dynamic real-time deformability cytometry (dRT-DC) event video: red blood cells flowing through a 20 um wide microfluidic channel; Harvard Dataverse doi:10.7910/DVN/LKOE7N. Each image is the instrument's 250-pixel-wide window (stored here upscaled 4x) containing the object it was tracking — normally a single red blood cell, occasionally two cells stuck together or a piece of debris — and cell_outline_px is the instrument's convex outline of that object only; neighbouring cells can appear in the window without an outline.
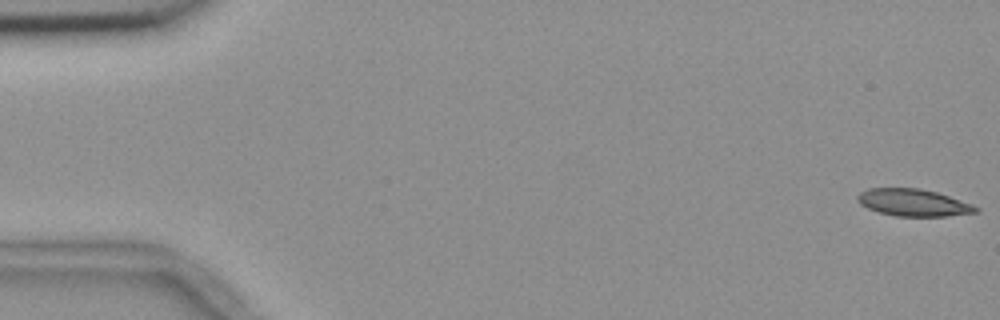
{"species": "common noctule bat (a hibernating species)", "species_latin": "Nyctalus noctula", "temperature_condition": "room temperature", "stored_images_in_passage": 56, "camera_frame_rate_fps": 3000, "um_per_image_px": 0.085, "animal": {"sex": "female", "body_mass_g": 18.4}, "frame": {"image": 1, "passage_image": 1, "time_ms": 0.0, "image_size_px": [1000, 320], "cell_outline_px": [[980, 212], [948, 216], [896, 216], [880, 212], [868, 208], [860, 204], [856, 200], [856, 196], [860, 192], [868, 188], [920, 188], [936, 192], [972, 204], [980, 208]], "centroid_in_image_um": [77.64, 17.22], "position_along_channel_um": 7.4, "area_um2": 18.73}}
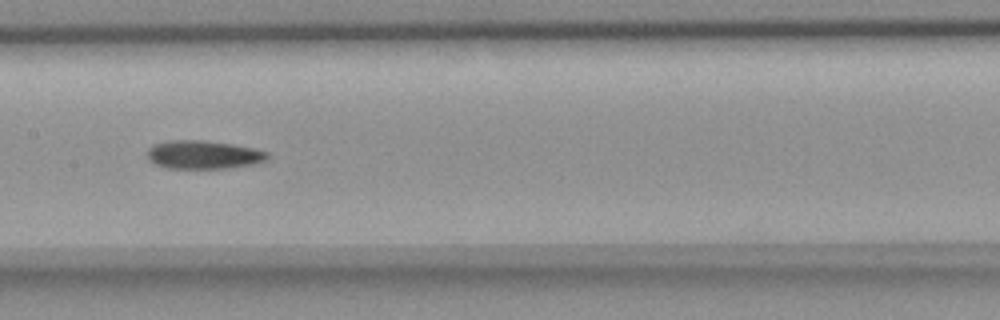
{"frame": {"image": 2, "passage_image": 28, "time_ms": 9.0, "image_size_px": [1000, 320], "cell_outline_px": [[268, 160], [260, 164], [228, 168], [168, 168], [156, 164], [148, 160], [148, 148], [152, 144], [168, 140], [200, 140], [232, 144], [252, 148], [268, 152]], "centroid_in_image_um": [17.31, 13.15], "position_along_channel_um": 190.1, "area_um2": 20.06}}
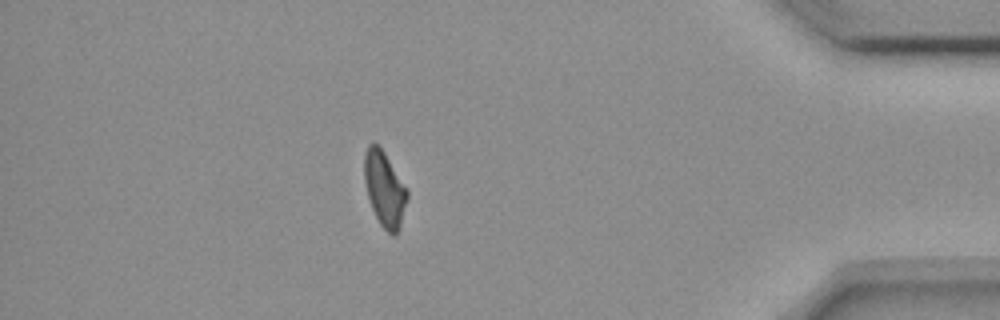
{"frame": {"image": 3, "passage_image": 49, "time_ms": 16.0, "image_size_px": [1000, 320], "cell_outline_px": [[408, 200], [400, 228], [396, 236], [392, 236], [380, 224], [372, 208], [368, 196], [364, 180], [364, 152], [368, 144], [372, 140], [384, 152], [408, 188]], "centroid_in_image_um": [32.7, 16.06], "position_along_channel_um": 402.5, "area_um2": 19.07}}